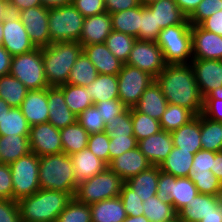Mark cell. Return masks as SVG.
Returning a JSON list of instances; mask_svg holds the SVG:
<instances>
[{"mask_svg":"<svg viewBox=\"0 0 222 222\" xmlns=\"http://www.w3.org/2000/svg\"><path fill=\"white\" fill-rule=\"evenodd\" d=\"M49 108L48 122L57 129H63L77 121V116L65 103L64 93L59 87L47 88Z\"/></svg>","mask_w":222,"mask_h":222,"instance_id":"ffe728a7","label":"cell"},{"mask_svg":"<svg viewBox=\"0 0 222 222\" xmlns=\"http://www.w3.org/2000/svg\"><path fill=\"white\" fill-rule=\"evenodd\" d=\"M94 105L100 110V115L106 124H110L113 118L122 114L127 109L119 98L101 101Z\"/></svg>","mask_w":222,"mask_h":222,"instance_id":"11a10c76","label":"cell"},{"mask_svg":"<svg viewBox=\"0 0 222 222\" xmlns=\"http://www.w3.org/2000/svg\"><path fill=\"white\" fill-rule=\"evenodd\" d=\"M200 132L201 114L196 115L188 123L171 132L173 146L195 154L197 151L202 149Z\"/></svg>","mask_w":222,"mask_h":222,"instance_id":"d4e9b609","label":"cell"},{"mask_svg":"<svg viewBox=\"0 0 222 222\" xmlns=\"http://www.w3.org/2000/svg\"><path fill=\"white\" fill-rule=\"evenodd\" d=\"M60 138L63 152L70 156L87 148L89 134L76 121L74 124L60 129Z\"/></svg>","mask_w":222,"mask_h":222,"instance_id":"836d02e7","label":"cell"},{"mask_svg":"<svg viewBox=\"0 0 222 222\" xmlns=\"http://www.w3.org/2000/svg\"><path fill=\"white\" fill-rule=\"evenodd\" d=\"M109 142V135L101 132L89 135L87 144V148L107 165H109Z\"/></svg>","mask_w":222,"mask_h":222,"instance_id":"816d5d0a","label":"cell"},{"mask_svg":"<svg viewBox=\"0 0 222 222\" xmlns=\"http://www.w3.org/2000/svg\"><path fill=\"white\" fill-rule=\"evenodd\" d=\"M97 75L98 73L93 63L89 60L87 55L82 52L72 66L67 83L86 87L96 79Z\"/></svg>","mask_w":222,"mask_h":222,"instance_id":"ab89813d","label":"cell"},{"mask_svg":"<svg viewBox=\"0 0 222 222\" xmlns=\"http://www.w3.org/2000/svg\"><path fill=\"white\" fill-rule=\"evenodd\" d=\"M222 203V195L198 193L177 215L187 222H199Z\"/></svg>","mask_w":222,"mask_h":222,"instance_id":"cb8c5ba5","label":"cell"},{"mask_svg":"<svg viewBox=\"0 0 222 222\" xmlns=\"http://www.w3.org/2000/svg\"><path fill=\"white\" fill-rule=\"evenodd\" d=\"M75 193L39 189L17 201L22 222H56Z\"/></svg>","mask_w":222,"mask_h":222,"instance_id":"7a4b0ae2","label":"cell"},{"mask_svg":"<svg viewBox=\"0 0 222 222\" xmlns=\"http://www.w3.org/2000/svg\"><path fill=\"white\" fill-rule=\"evenodd\" d=\"M131 120L133 123V133L137 142L162 130L160 122L157 119L139 112L135 107L131 108Z\"/></svg>","mask_w":222,"mask_h":222,"instance_id":"ee69618b","label":"cell"},{"mask_svg":"<svg viewBox=\"0 0 222 222\" xmlns=\"http://www.w3.org/2000/svg\"><path fill=\"white\" fill-rule=\"evenodd\" d=\"M29 145L30 151L39 157L63 152L60 130L49 122L30 127Z\"/></svg>","mask_w":222,"mask_h":222,"instance_id":"2e32d148","label":"cell"},{"mask_svg":"<svg viewBox=\"0 0 222 222\" xmlns=\"http://www.w3.org/2000/svg\"><path fill=\"white\" fill-rule=\"evenodd\" d=\"M112 31L111 17L108 12L85 17L79 42L82 45L105 43Z\"/></svg>","mask_w":222,"mask_h":222,"instance_id":"7402d4cb","label":"cell"},{"mask_svg":"<svg viewBox=\"0 0 222 222\" xmlns=\"http://www.w3.org/2000/svg\"><path fill=\"white\" fill-rule=\"evenodd\" d=\"M167 102L185 107L195 115L203 110L200 94L191 64H166L155 78Z\"/></svg>","mask_w":222,"mask_h":222,"instance_id":"6da1fadb","label":"cell"},{"mask_svg":"<svg viewBox=\"0 0 222 222\" xmlns=\"http://www.w3.org/2000/svg\"><path fill=\"white\" fill-rule=\"evenodd\" d=\"M143 211L150 222L174 221L178 217L171 202L163 201L157 195L143 202Z\"/></svg>","mask_w":222,"mask_h":222,"instance_id":"d590c367","label":"cell"},{"mask_svg":"<svg viewBox=\"0 0 222 222\" xmlns=\"http://www.w3.org/2000/svg\"><path fill=\"white\" fill-rule=\"evenodd\" d=\"M77 121L89 135L104 132L106 125L100 115V110L95 105L79 114L77 116Z\"/></svg>","mask_w":222,"mask_h":222,"instance_id":"c3c4849f","label":"cell"},{"mask_svg":"<svg viewBox=\"0 0 222 222\" xmlns=\"http://www.w3.org/2000/svg\"><path fill=\"white\" fill-rule=\"evenodd\" d=\"M159 166H151L149 169L140 172L138 175L128 179L125 184L136 191L142 201L157 194L158 178L160 173Z\"/></svg>","mask_w":222,"mask_h":222,"instance_id":"4dcf8cb0","label":"cell"},{"mask_svg":"<svg viewBox=\"0 0 222 222\" xmlns=\"http://www.w3.org/2000/svg\"><path fill=\"white\" fill-rule=\"evenodd\" d=\"M29 152V135L0 136V163L11 164Z\"/></svg>","mask_w":222,"mask_h":222,"instance_id":"f546056e","label":"cell"},{"mask_svg":"<svg viewBox=\"0 0 222 222\" xmlns=\"http://www.w3.org/2000/svg\"><path fill=\"white\" fill-rule=\"evenodd\" d=\"M74 166L75 179L78 183L90 179L104 171L108 165L94 155L88 148L70 155Z\"/></svg>","mask_w":222,"mask_h":222,"instance_id":"4316f807","label":"cell"},{"mask_svg":"<svg viewBox=\"0 0 222 222\" xmlns=\"http://www.w3.org/2000/svg\"><path fill=\"white\" fill-rule=\"evenodd\" d=\"M40 189L76 193L78 182L69 155L64 152L39 157Z\"/></svg>","mask_w":222,"mask_h":222,"instance_id":"277c9868","label":"cell"},{"mask_svg":"<svg viewBox=\"0 0 222 222\" xmlns=\"http://www.w3.org/2000/svg\"><path fill=\"white\" fill-rule=\"evenodd\" d=\"M0 199L13 200L12 174L9 164L0 163Z\"/></svg>","mask_w":222,"mask_h":222,"instance_id":"94428289","label":"cell"},{"mask_svg":"<svg viewBox=\"0 0 222 222\" xmlns=\"http://www.w3.org/2000/svg\"><path fill=\"white\" fill-rule=\"evenodd\" d=\"M48 13L49 8L43 5L21 10L16 13L24 24L26 32L36 48L50 45Z\"/></svg>","mask_w":222,"mask_h":222,"instance_id":"5bb4252c","label":"cell"},{"mask_svg":"<svg viewBox=\"0 0 222 222\" xmlns=\"http://www.w3.org/2000/svg\"><path fill=\"white\" fill-rule=\"evenodd\" d=\"M44 72L49 87L65 85L72 66L83 52L80 42H56L42 47Z\"/></svg>","mask_w":222,"mask_h":222,"instance_id":"3957f363","label":"cell"},{"mask_svg":"<svg viewBox=\"0 0 222 222\" xmlns=\"http://www.w3.org/2000/svg\"><path fill=\"white\" fill-rule=\"evenodd\" d=\"M12 55L0 45V77L10 72Z\"/></svg>","mask_w":222,"mask_h":222,"instance_id":"03108f58","label":"cell"},{"mask_svg":"<svg viewBox=\"0 0 222 222\" xmlns=\"http://www.w3.org/2000/svg\"><path fill=\"white\" fill-rule=\"evenodd\" d=\"M92 222H123L127 217L119 196L90 205Z\"/></svg>","mask_w":222,"mask_h":222,"instance_id":"f1b7e54d","label":"cell"},{"mask_svg":"<svg viewBox=\"0 0 222 222\" xmlns=\"http://www.w3.org/2000/svg\"><path fill=\"white\" fill-rule=\"evenodd\" d=\"M10 13L7 0H0V23L3 22L5 17Z\"/></svg>","mask_w":222,"mask_h":222,"instance_id":"8c879c8a","label":"cell"},{"mask_svg":"<svg viewBox=\"0 0 222 222\" xmlns=\"http://www.w3.org/2000/svg\"><path fill=\"white\" fill-rule=\"evenodd\" d=\"M9 74L21 81L28 90L49 87L45 77L41 48L12 56Z\"/></svg>","mask_w":222,"mask_h":222,"instance_id":"ba28073f","label":"cell"},{"mask_svg":"<svg viewBox=\"0 0 222 222\" xmlns=\"http://www.w3.org/2000/svg\"><path fill=\"white\" fill-rule=\"evenodd\" d=\"M12 174L13 200L30 196L40 189L39 156L29 152L9 164Z\"/></svg>","mask_w":222,"mask_h":222,"instance_id":"9c48e42d","label":"cell"},{"mask_svg":"<svg viewBox=\"0 0 222 222\" xmlns=\"http://www.w3.org/2000/svg\"><path fill=\"white\" fill-rule=\"evenodd\" d=\"M109 164L119 155L137 147L135 136H109Z\"/></svg>","mask_w":222,"mask_h":222,"instance_id":"db71d44e","label":"cell"},{"mask_svg":"<svg viewBox=\"0 0 222 222\" xmlns=\"http://www.w3.org/2000/svg\"><path fill=\"white\" fill-rule=\"evenodd\" d=\"M118 96L127 108H134L146 88L155 81L149 73L123 64L118 73Z\"/></svg>","mask_w":222,"mask_h":222,"instance_id":"8fae6325","label":"cell"},{"mask_svg":"<svg viewBox=\"0 0 222 222\" xmlns=\"http://www.w3.org/2000/svg\"><path fill=\"white\" fill-rule=\"evenodd\" d=\"M112 30L138 39L140 28V6L110 14Z\"/></svg>","mask_w":222,"mask_h":222,"instance_id":"e575fe53","label":"cell"},{"mask_svg":"<svg viewBox=\"0 0 222 222\" xmlns=\"http://www.w3.org/2000/svg\"><path fill=\"white\" fill-rule=\"evenodd\" d=\"M56 222H92L90 205L81 203L73 197L58 215Z\"/></svg>","mask_w":222,"mask_h":222,"instance_id":"f6af8a7d","label":"cell"},{"mask_svg":"<svg viewBox=\"0 0 222 222\" xmlns=\"http://www.w3.org/2000/svg\"><path fill=\"white\" fill-rule=\"evenodd\" d=\"M125 182L109 167L90 179L78 183L75 198L87 205L120 195Z\"/></svg>","mask_w":222,"mask_h":222,"instance_id":"52a82bcc","label":"cell"},{"mask_svg":"<svg viewBox=\"0 0 222 222\" xmlns=\"http://www.w3.org/2000/svg\"><path fill=\"white\" fill-rule=\"evenodd\" d=\"M155 1H159V0H140L141 4L144 6L149 5Z\"/></svg>","mask_w":222,"mask_h":222,"instance_id":"2a66077c","label":"cell"},{"mask_svg":"<svg viewBox=\"0 0 222 222\" xmlns=\"http://www.w3.org/2000/svg\"><path fill=\"white\" fill-rule=\"evenodd\" d=\"M193 59L222 60V36L191 25Z\"/></svg>","mask_w":222,"mask_h":222,"instance_id":"e0dca14e","label":"cell"},{"mask_svg":"<svg viewBox=\"0 0 222 222\" xmlns=\"http://www.w3.org/2000/svg\"><path fill=\"white\" fill-rule=\"evenodd\" d=\"M195 116L192 111L185 107L168 103L159 122L162 130L171 133L188 123Z\"/></svg>","mask_w":222,"mask_h":222,"instance_id":"b9f144b4","label":"cell"},{"mask_svg":"<svg viewBox=\"0 0 222 222\" xmlns=\"http://www.w3.org/2000/svg\"><path fill=\"white\" fill-rule=\"evenodd\" d=\"M127 216H140L143 215V201L136 195L125 183L122 185L121 193L119 195Z\"/></svg>","mask_w":222,"mask_h":222,"instance_id":"f907efd6","label":"cell"},{"mask_svg":"<svg viewBox=\"0 0 222 222\" xmlns=\"http://www.w3.org/2000/svg\"><path fill=\"white\" fill-rule=\"evenodd\" d=\"M127 65L137 67L156 78L165 68L166 63L163 52L157 42L143 41L136 39Z\"/></svg>","mask_w":222,"mask_h":222,"instance_id":"7c38bea8","label":"cell"},{"mask_svg":"<svg viewBox=\"0 0 222 222\" xmlns=\"http://www.w3.org/2000/svg\"><path fill=\"white\" fill-rule=\"evenodd\" d=\"M72 4L84 17L106 12L104 0H73Z\"/></svg>","mask_w":222,"mask_h":222,"instance_id":"6f0895ef","label":"cell"},{"mask_svg":"<svg viewBox=\"0 0 222 222\" xmlns=\"http://www.w3.org/2000/svg\"><path fill=\"white\" fill-rule=\"evenodd\" d=\"M106 12L109 14L135 8L141 5L140 0H104Z\"/></svg>","mask_w":222,"mask_h":222,"instance_id":"6125c7cd","label":"cell"},{"mask_svg":"<svg viewBox=\"0 0 222 222\" xmlns=\"http://www.w3.org/2000/svg\"><path fill=\"white\" fill-rule=\"evenodd\" d=\"M87 92L94 104L119 98L118 96V76L109 74H98L96 79L86 86Z\"/></svg>","mask_w":222,"mask_h":222,"instance_id":"d6a6232c","label":"cell"},{"mask_svg":"<svg viewBox=\"0 0 222 222\" xmlns=\"http://www.w3.org/2000/svg\"><path fill=\"white\" fill-rule=\"evenodd\" d=\"M30 125L19 107H11L0 121V136L29 135Z\"/></svg>","mask_w":222,"mask_h":222,"instance_id":"60d3db41","label":"cell"},{"mask_svg":"<svg viewBox=\"0 0 222 222\" xmlns=\"http://www.w3.org/2000/svg\"><path fill=\"white\" fill-rule=\"evenodd\" d=\"M189 178L194 182L199 193L222 195V183L211 171L190 172Z\"/></svg>","mask_w":222,"mask_h":222,"instance_id":"7dc6e473","label":"cell"},{"mask_svg":"<svg viewBox=\"0 0 222 222\" xmlns=\"http://www.w3.org/2000/svg\"><path fill=\"white\" fill-rule=\"evenodd\" d=\"M85 17L71 3L49 8L48 29L50 44L56 42H79Z\"/></svg>","mask_w":222,"mask_h":222,"instance_id":"8992f818","label":"cell"},{"mask_svg":"<svg viewBox=\"0 0 222 222\" xmlns=\"http://www.w3.org/2000/svg\"><path fill=\"white\" fill-rule=\"evenodd\" d=\"M199 222H222V203Z\"/></svg>","mask_w":222,"mask_h":222,"instance_id":"89a4df30","label":"cell"},{"mask_svg":"<svg viewBox=\"0 0 222 222\" xmlns=\"http://www.w3.org/2000/svg\"><path fill=\"white\" fill-rule=\"evenodd\" d=\"M202 149L212 152L222 151V122L211 120L201 113Z\"/></svg>","mask_w":222,"mask_h":222,"instance_id":"8d00e7d4","label":"cell"},{"mask_svg":"<svg viewBox=\"0 0 222 222\" xmlns=\"http://www.w3.org/2000/svg\"><path fill=\"white\" fill-rule=\"evenodd\" d=\"M198 193V189L189 177H175L160 171L156 195L163 201L171 202L177 213Z\"/></svg>","mask_w":222,"mask_h":222,"instance_id":"30bf717a","label":"cell"},{"mask_svg":"<svg viewBox=\"0 0 222 222\" xmlns=\"http://www.w3.org/2000/svg\"><path fill=\"white\" fill-rule=\"evenodd\" d=\"M202 114L214 121L222 122V95L211 94L203 99Z\"/></svg>","mask_w":222,"mask_h":222,"instance_id":"9f6ffc18","label":"cell"},{"mask_svg":"<svg viewBox=\"0 0 222 222\" xmlns=\"http://www.w3.org/2000/svg\"><path fill=\"white\" fill-rule=\"evenodd\" d=\"M42 5L46 8H55L63 5H68L73 2V0H41Z\"/></svg>","mask_w":222,"mask_h":222,"instance_id":"2644e50d","label":"cell"},{"mask_svg":"<svg viewBox=\"0 0 222 222\" xmlns=\"http://www.w3.org/2000/svg\"><path fill=\"white\" fill-rule=\"evenodd\" d=\"M135 41V37L113 30L105 44L119 61L126 64Z\"/></svg>","mask_w":222,"mask_h":222,"instance_id":"7bdbcfd3","label":"cell"},{"mask_svg":"<svg viewBox=\"0 0 222 222\" xmlns=\"http://www.w3.org/2000/svg\"><path fill=\"white\" fill-rule=\"evenodd\" d=\"M3 43V22L0 23V45Z\"/></svg>","mask_w":222,"mask_h":222,"instance_id":"11e5206c","label":"cell"},{"mask_svg":"<svg viewBox=\"0 0 222 222\" xmlns=\"http://www.w3.org/2000/svg\"><path fill=\"white\" fill-rule=\"evenodd\" d=\"M59 88L64 93L65 103L76 116L94 105L92 98L84 86H75L66 83L59 86Z\"/></svg>","mask_w":222,"mask_h":222,"instance_id":"f35d334b","label":"cell"},{"mask_svg":"<svg viewBox=\"0 0 222 222\" xmlns=\"http://www.w3.org/2000/svg\"><path fill=\"white\" fill-rule=\"evenodd\" d=\"M153 166L138 146L115 157L108 167L124 182Z\"/></svg>","mask_w":222,"mask_h":222,"instance_id":"ac0fdd59","label":"cell"},{"mask_svg":"<svg viewBox=\"0 0 222 222\" xmlns=\"http://www.w3.org/2000/svg\"><path fill=\"white\" fill-rule=\"evenodd\" d=\"M187 18L195 11L202 0H174Z\"/></svg>","mask_w":222,"mask_h":222,"instance_id":"003e7915","label":"cell"},{"mask_svg":"<svg viewBox=\"0 0 222 222\" xmlns=\"http://www.w3.org/2000/svg\"><path fill=\"white\" fill-rule=\"evenodd\" d=\"M215 152L201 149L194 154L192 168L190 172L203 173L210 171L213 165Z\"/></svg>","mask_w":222,"mask_h":222,"instance_id":"91938a15","label":"cell"},{"mask_svg":"<svg viewBox=\"0 0 222 222\" xmlns=\"http://www.w3.org/2000/svg\"><path fill=\"white\" fill-rule=\"evenodd\" d=\"M146 7L155 15L156 27L164 29L172 25L190 24L174 0H159Z\"/></svg>","mask_w":222,"mask_h":222,"instance_id":"484cf974","label":"cell"},{"mask_svg":"<svg viewBox=\"0 0 222 222\" xmlns=\"http://www.w3.org/2000/svg\"><path fill=\"white\" fill-rule=\"evenodd\" d=\"M168 102L164 97L160 86L156 81H153L143 92L138 104L135 108L151 118L161 119L166 110Z\"/></svg>","mask_w":222,"mask_h":222,"instance_id":"83f0119b","label":"cell"},{"mask_svg":"<svg viewBox=\"0 0 222 222\" xmlns=\"http://www.w3.org/2000/svg\"><path fill=\"white\" fill-rule=\"evenodd\" d=\"M137 146L153 166H160L170 154L173 140L170 132L161 130L138 141Z\"/></svg>","mask_w":222,"mask_h":222,"instance_id":"d6986e66","label":"cell"},{"mask_svg":"<svg viewBox=\"0 0 222 222\" xmlns=\"http://www.w3.org/2000/svg\"><path fill=\"white\" fill-rule=\"evenodd\" d=\"M11 106L7 104V102L0 98V121L4 117V115L10 110Z\"/></svg>","mask_w":222,"mask_h":222,"instance_id":"753ad0ef","label":"cell"},{"mask_svg":"<svg viewBox=\"0 0 222 222\" xmlns=\"http://www.w3.org/2000/svg\"><path fill=\"white\" fill-rule=\"evenodd\" d=\"M194 154L173 146L170 154L160 164V170L175 177H189Z\"/></svg>","mask_w":222,"mask_h":222,"instance_id":"1f68e13d","label":"cell"},{"mask_svg":"<svg viewBox=\"0 0 222 222\" xmlns=\"http://www.w3.org/2000/svg\"><path fill=\"white\" fill-rule=\"evenodd\" d=\"M210 171L222 183V151L215 152V158L213 159V165L210 168Z\"/></svg>","mask_w":222,"mask_h":222,"instance_id":"a7ac6f4b","label":"cell"},{"mask_svg":"<svg viewBox=\"0 0 222 222\" xmlns=\"http://www.w3.org/2000/svg\"><path fill=\"white\" fill-rule=\"evenodd\" d=\"M123 222H150L146 216H127Z\"/></svg>","mask_w":222,"mask_h":222,"instance_id":"34e18365","label":"cell"},{"mask_svg":"<svg viewBox=\"0 0 222 222\" xmlns=\"http://www.w3.org/2000/svg\"><path fill=\"white\" fill-rule=\"evenodd\" d=\"M161 30V27H156L155 15L141 4L138 40L157 42Z\"/></svg>","mask_w":222,"mask_h":222,"instance_id":"bcb514c9","label":"cell"},{"mask_svg":"<svg viewBox=\"0 0 222 222\" xmlns=\"http://www.w3.org/2000/svg\"><path fill=\"white\" fill-rule=\"evenodd\" d=\"M0 222H22L16 200L0 199Z\"/></svg>","mask_w":222,"mask_h":222,"instance_id":"680465c9","label":"cell"},{"mask_svg":"<svg viewBox=\"0 0 222 222\" xmlns=\"http://www.w3.org/2000/svg\"><path fill=\"white\" fill-rule=\"evenodd\" d=\"M190 64L203 99L222 92V60L192 59Z\"/></svg>","mask_w":222,"mask_h":222,"instance_id":"4fadbf2b","label":"cell"},{"mask_svg":"<svg viewBox=\"0 0 222 222\" xmlns=\"http://www.w3.org/2000/svg\"><path fill=\"white\" fill-rule=\"evenodd\" d=\"M222 9V0H202L195 11L188 17L191 25H199L202 21Z\"/></svg>","mask_w":222,"mask_h":222,"instance_id":"f5cc1de1","label":"cell"},{"mask_svg":"<svg viewBox=\"0 0 222 222\" xmlns=\"http://www.w3.org/2000/svg\"><path fill=\"white\" fill-rule=\"evenodd\" d=\"M19 108L30 126L47 123L49 119L47 88L29 90Z\"/></svg>","mask_w":222,"mask_h":222,"instance_id":"44dd1931","label":"cell"},{"mask_svg":"<svg viewBox=\"0 0 222 222\" xmlns=\"http://www.w3.org/2000/svg\"><path fill=\"white\" fill-rule=\"evenodd\" d=\"M157 44L166 64H189L193 59L191 24L172 25L162 29Z\"/></svg>","mask_w":222,"mask_h":222,"instance_id":"5b68a950","label":"cell"},{"mask_svg":"<svg viewBox=\"0 0 222 222\" xmlns=\"http://www.w3.org/2000/svg\"><path fill=\"white\" fill-rule=\"evenodd\" d=\"M199 26L217 35L222 36V10H218L213 15L202 21Z\"/></svg>","mask_w":222,"mask_h":222,"instance_id":"be15d7a7","label":"cell"},{"mask_svg":"<svg viewBox=\"0 0 222 222\" xmlns=\"http://www.w3.org/2000/svg\"><path fill=\"white\" fill-rule=\"evenodd\" d=\"M82 47L98 74L118 75L121 71L123 63L112 54L105 43L82 45Z\"/></svg>","mask_w":222,"mask_h":222,"instance_id":"603a6c76","label":"cell"},{"mask_svg":"<svg viewBox=\"0 0 222 222\" xmlns=\"http://www.w3.org/2000/svg\"><path fill=\"white\" fill-rule=\"evenodd\" d=\"M104 132L109 136H134L131 120V108L113 118L110 124L105 125Z\"/></svg>","mask_w":222,"mask_h":222,"instance_id":"681fc988","label":"cell"},{"mask_svg":"<svg viewBox=\"0 0 222 222\" xmlns=\"http://www.w3.org/2000/svg\"><path fill=\"white\" fill-rule=\"evenodd\" d=\"M173 222H187V221H183L179 217H177Z\"/></svg>","mask_w":222,"mask_h":222,"instance_id":"b9fcfbb0","label":"cell"},{"mask_svg":"<svg viewBox=\"0 0 222 222\" xmlns=\"http://www.w3.org/2000/svg\"><path fill=\"white\" fill-rule=\"evenodd\" d=\"M10 13H17L21 10L33 8L42 5L41 0H7Z\"/></svg>","mask_w":222,"mask_h":222,"instance_id":"e7e4bbea","label":"cell"},{"mask_svg":"<svg viewBox=\"0 0 222 222\" xmlns=\"http://www.w3.org/2000/svg\"><path fill=\"white\" fill-rule=\"evenodd\" d=\"M2 46L12 55L25 54L36 49L17 14L9 13L3 20Z\"/></svg>","mask_w":222,"mask_h":222,"instance_id":"9a60e30c","label":"cell"},{"mask_svg":"<svg viewBox=\"0 0 222 222\" xmlns=\"http://www.w3.org/2000/svg\"><path fill=\"white\" fill-rule=\"evenodd\" d=\"M28 91L25 85L11 74L0 77V98L9 106L20 107Z\"/></svg>","mask_w":222,"mask_h":222,"instance_id":"74e56055","label":"cell"}]
</instances>
